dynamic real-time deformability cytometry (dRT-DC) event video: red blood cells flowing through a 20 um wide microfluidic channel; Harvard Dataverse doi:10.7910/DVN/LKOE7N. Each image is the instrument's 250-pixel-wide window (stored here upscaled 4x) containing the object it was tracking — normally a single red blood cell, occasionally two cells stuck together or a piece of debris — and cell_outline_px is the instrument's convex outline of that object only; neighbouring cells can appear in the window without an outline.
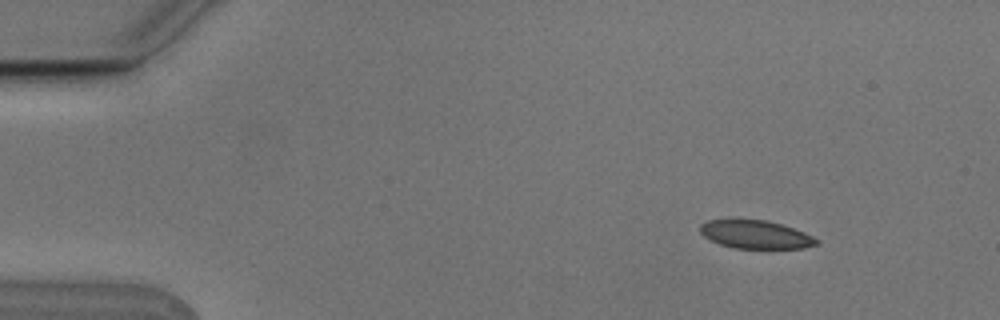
{"species": "Egyptian fruit bat (a non-hibernating species)", "species_latin": "Rousettus aegyptiacus", "temperature_condition": "cold", "stored_images_in_passage": 5, "camera_frame_rate_fps": 3000, "um_per_image_px": 0.085, "animal": {"sex": "male"}, "frame": {"image": 1, "passage_image": 1, "time_ms": 0.0, "image_size_px": [1000, 320], "cell_outline_px": [[820, 244], [804, 248], [732, 248], [720, 244], [704, 236], [700, 232], [700, 224], [708, 220], [768, 220], [804, 232], [820, 240]], "centroid_in_image_um": [64.25, 19.94], "position_along_channel_um": 20.7, "area_um2": 19.02}}
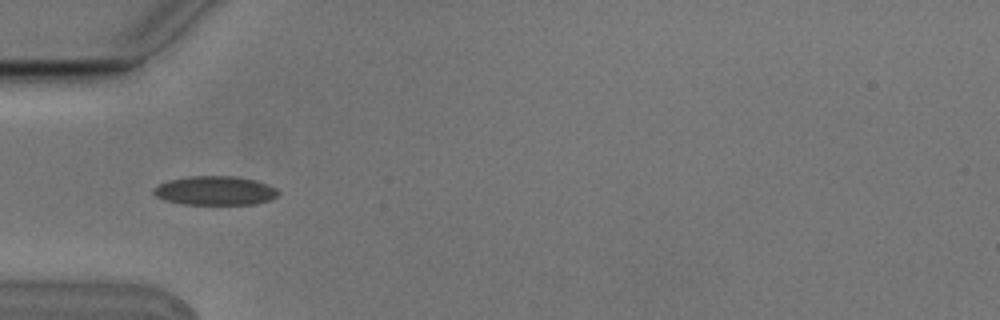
{"frame": {"image": 2, "passage_image": 4, "time_ms": 1.0, "image_size_px": [1000, 320], "cell_outline_px": [[280, 196], [272, 200], [256, 204], [180, 204], [164, 200], [156, 196], [152, 192], [152, 188], [168, 180], [188, 176], [236, 176], [256, 180], [268, 184], [276, 188], [280, 192]], "centroid_in_image_um": [18.32, 16.21], "position_along_channel_um": 66.7, "area_um2": 21.44}}